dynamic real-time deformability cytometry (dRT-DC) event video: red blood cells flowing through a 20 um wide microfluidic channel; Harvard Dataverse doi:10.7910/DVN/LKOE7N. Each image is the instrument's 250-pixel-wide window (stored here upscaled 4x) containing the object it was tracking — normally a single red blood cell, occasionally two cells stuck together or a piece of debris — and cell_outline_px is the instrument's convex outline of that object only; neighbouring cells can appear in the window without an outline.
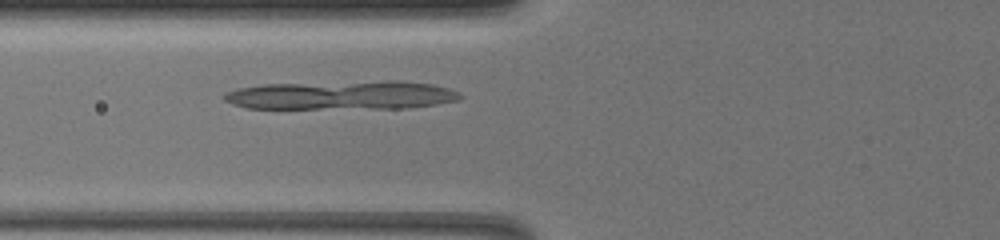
{"species": "common noctule bat (a hibernating species)", "species_latin": "Nyctalus noctula", "temperature_condition": "warm", "stored_images_in_passage": 52, "camera_frame_rate_fps": 3000, "um_per_image_px": 0.085, "animal": {"sex": "female", "body_mass_g": 19.5, "forearm_length_mm": 54.1}, "frame": {"image": 1, "passage_image": 14, "time_ms": 4.333, "image_size_px": [1000, 240], "cell_outline_px": [[464, 96], [460, 100], [436, 104], [408, 108], [248, 108], [232, 104], [224, 100], [220, 96], [224, 92], [236, 88], [264, 84], [388, 80], [396, 80], [432, 84], [448, 88], [460, 92]], "centroid_in_image_um": [29.04, 8.08], "position_along_channel_um": 96.8, "area_um2": 40.0}}
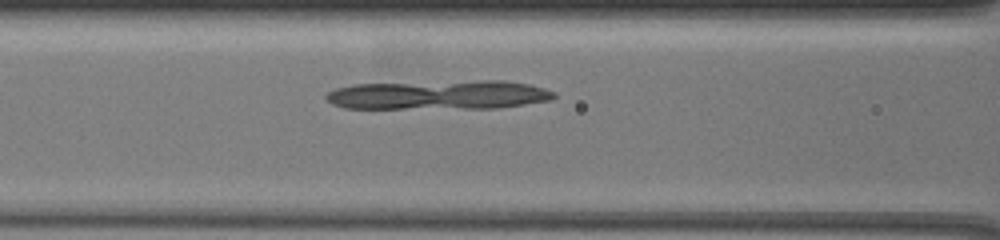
{"frame": {"image": 2, "passage_image": 17, "time_ms": 5.333, "image_size_px": [1000, 240], "cell_outline_px": [[556, 96], [552, 100], [496, 108], [344, 108], [332, 104], [324, 96], [328, 92], [336, 88], [352, 84], [480, 80], [504, 80], [528, 84], [544, 88], [556, 92]], "centroid_in_image_um": [37.3, 8.06], "position_along_channel_um": 129.3, "area_um2": 38.96}}
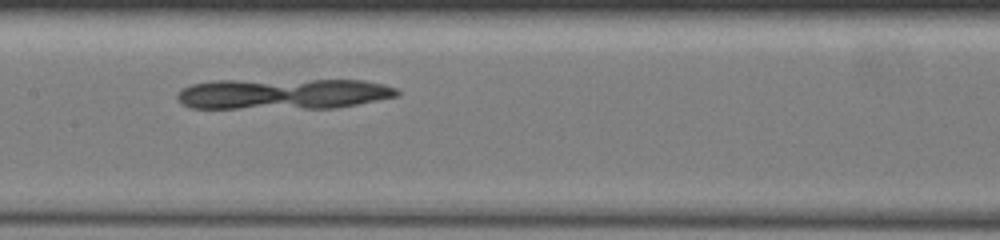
{"frame": {"image": 3, "passage_image": 22, "time_ms": 7.0, "image_size_px": [1000, 240], "cell_outline_px": [[400, 92], [396, 96], [336, 108], [192, 108], [184, 104], [176, 96], [176, 92], [180, 88], [192, 84], [212, 80], [364, 80], [384, 84], [396, 88]], "centroid_in_image_um": [24.03, 7.97], "position_along_channel_um": 183.4, "area_um2": 39.54}}